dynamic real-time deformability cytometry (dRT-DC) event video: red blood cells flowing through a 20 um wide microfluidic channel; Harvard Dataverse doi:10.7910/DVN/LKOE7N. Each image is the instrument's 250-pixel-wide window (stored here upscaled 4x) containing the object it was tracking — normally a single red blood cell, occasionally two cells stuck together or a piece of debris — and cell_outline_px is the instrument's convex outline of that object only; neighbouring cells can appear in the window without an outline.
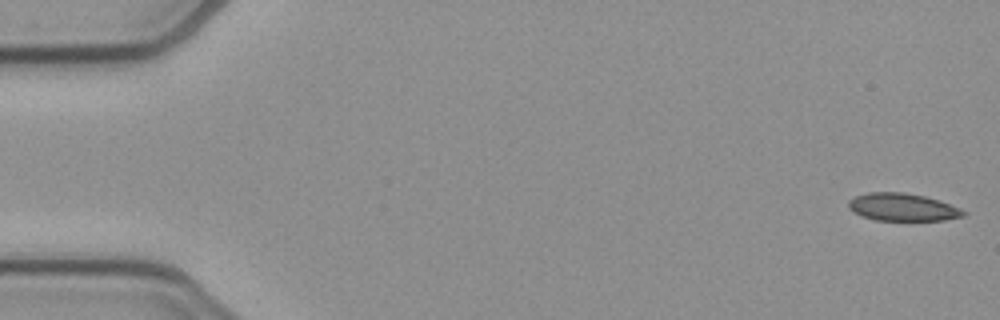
{"species": "common noctule bat (a hibernating species)", "species_latin": "Nyctalus noctula", "temperature_condition": "cold", "stored_images_in_passage": 52, "camera_frame_rate_fps": 3000, "um_per_image_px": 0.085, "animal": {"sex": "female", "body_mass_g": 21.9}, "frame": {"image": 1, "passage_image": 1, "time_ms": 0.0, "image_size_px": [1000, 320], "cell_outline_px": [[968, 212], [964, 216], [944, 220], [876, 220], [864, 216], [848, 208], [848, 200], [856, 196], [868, 192], [904, 192], [924, 196], [940, 200], [960, 208]], "centroid_in_image_um": [76.75, 17.6], "position_along_channel_um": 8.3, "area_um2": 18.44}}
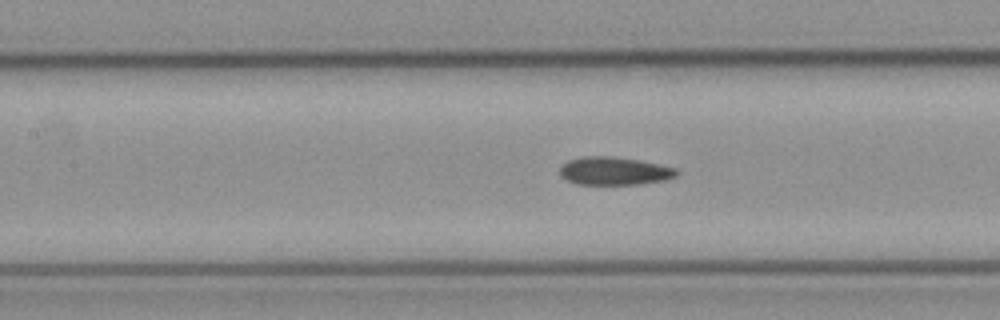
{"frame": {"image": 2, "passage_image": 23, "time_ms": 7.333, "image_size_px": [1000, 320], "cell_outline_px": [[680, 172], [676, 176], [664, 180], [636, 184], [576, 184], [560, 176], [560, 164], [568, 160], [584, 156], [612, 156], [640, 160], [660, 164], [676, 168]], "centroid_in_image_um": [52.2, 14.52], "position_along_channel_um": 155.2, "area_um2": 19.19}}
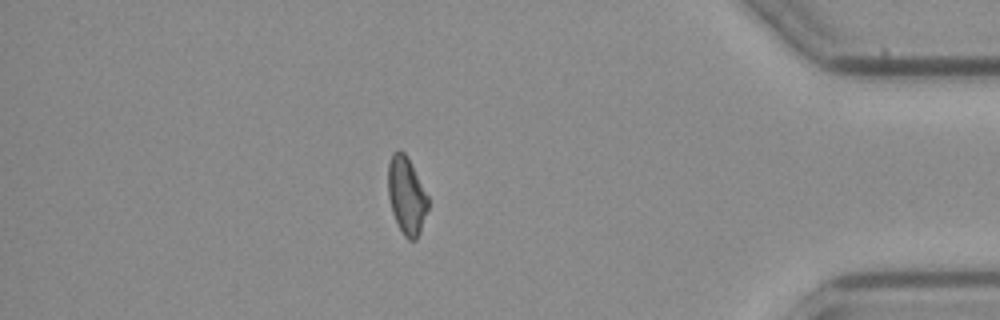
{"frame": {"image": 3, "passage_image": 45, "time_ms": 14.667, "image_size_px": [1000, 320], "cell_outline_px": [[428, 208], [420, 232], [416, 240], [408, 240], [404, 236], [392, 212], [388, 196], [388, 164], [392, 152], [400, 148], [404, 152], [428, 196]], "centroid_in_image_um": [34.54, 16.62], "position_along_channel_um": 400.7, "area_um2": 17.86}, "authors_computed_cell_mechanics": {"area_um2": 18.9584, "velocity_mm_per_s": 3.9048, "shape_relaxation_time_tau1_ms": null, "shape_relaxation_time_tau2_ms": 5.8123, "deformation_change_tau1": null, "deformation_change_tau2": 0.1369}}